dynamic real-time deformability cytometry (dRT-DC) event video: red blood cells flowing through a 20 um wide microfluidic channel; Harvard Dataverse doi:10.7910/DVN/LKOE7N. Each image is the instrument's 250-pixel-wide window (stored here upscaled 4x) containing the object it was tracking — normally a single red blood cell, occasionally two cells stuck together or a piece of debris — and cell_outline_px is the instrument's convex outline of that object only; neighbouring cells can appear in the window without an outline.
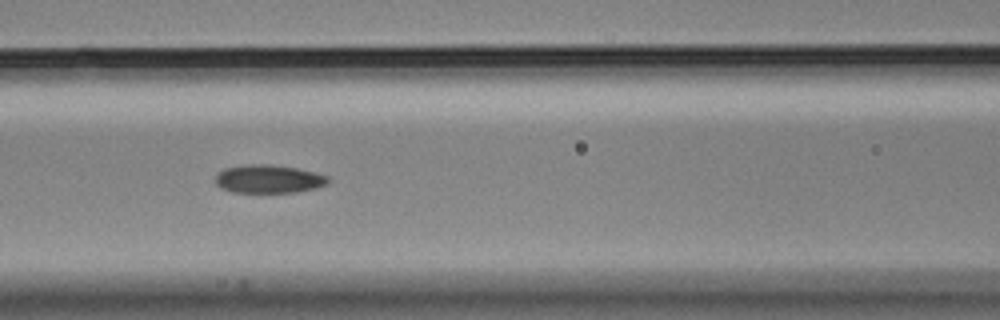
{"species": "Egyptian fruit bat (a non-hibernating species)", "species_latin": "Rousettus aegyptiacus", "temperature_condition": "cold", "stored_images_in_passage": 9, "segment_of_instrument_passage": [1, 2], "camera_frame_rate_fps": 3000, "um_per_image_px": 0.085, "animal": {"sex": "male"}, "frame": {"image": 1, "passage_image": 6, "time_ms": 1.667, "image_size_px": [1000, 320], "cell_outline_px": [[328, 180], [324, 184], [316, 188], [296, 192], [232, 192], [220, 188], [216, 184], [216, 176], [224, 168], [252, 164], [268, 164], [296, 168], [316, 172], [328, 176]], "centroid_in_image_um": [22.82, 15.21], "position_along_channel_um": 143.8, "area_um2": 18.38}}
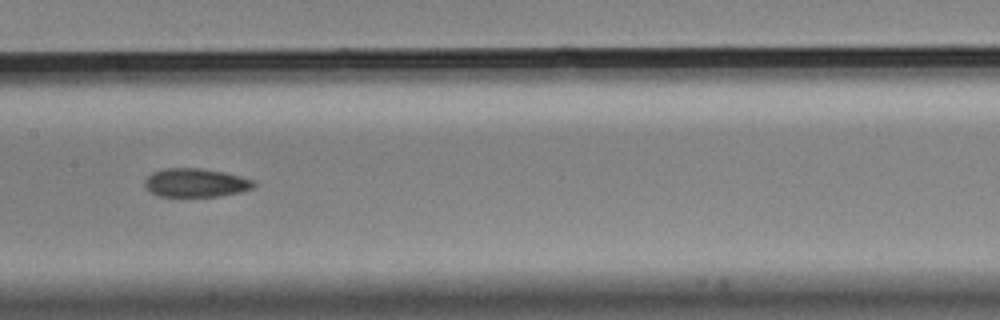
{"frame": {"image": 2, "passage_image": 7, "time_ms": 2.0, "image_size_px": [1000, 320], "cell_outline_px": [[256, 184], [252, 188], [240, 192], [220, 196], [160, 196], [144, 188], [144, 180], [152, 172], [164, 168], [200, 168], [224, 172], [240, 176], [252, 180]], "centroid_in_image_um": [16.6, 15.53], "position_along_channel_um": 190.8, "area_um2": 18.15}}
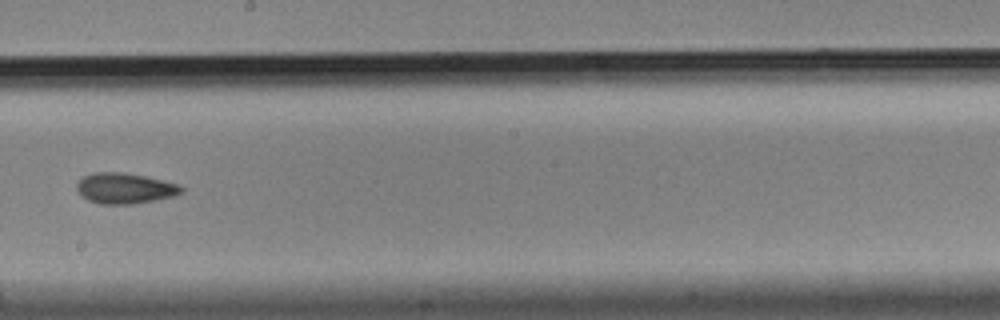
{"frame": {"image": 3, "passage_image": 8, "time_ms": 2.333, "image_size_px": [1000, 320], "cell_outline_px": [[184, 192], [176, 196], [132, 204], [100, 204], [88, 200], [80, 196], [76, 188], [76, 184], [84, 176], [92, 172], [120, 172], [144, 176], [164, 180], [180, 184], [184, 188]], "centroid_in_image_um": [10.63, 16.01], "position_along_channel_um": 237.6, "area_um2": 18.9}}